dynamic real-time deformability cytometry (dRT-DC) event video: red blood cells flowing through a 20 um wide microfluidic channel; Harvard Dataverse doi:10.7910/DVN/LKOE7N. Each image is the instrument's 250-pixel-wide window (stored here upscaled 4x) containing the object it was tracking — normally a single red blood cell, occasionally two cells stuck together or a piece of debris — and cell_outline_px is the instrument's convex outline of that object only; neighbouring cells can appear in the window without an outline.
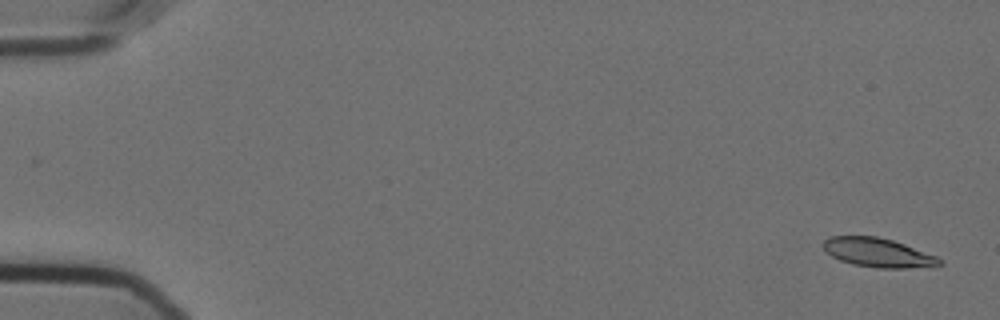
{"species": "Egyptian fruit bat (a non-hibernating species)", "species_latin": "Rousettus aegyptiacus", "temperature_condition": "cold", "stored_images_in_passage": 22, "camera_frame_rate_fps": 3000, "um_per_image_px": 0.085, "animal": {"sex": "female"}, "frame": {"image": 1, "passage_image": 2, "time_ms": 0.333, "image_size_px": [1000, 320], "cell_outline_px": [[944, 264], [904, 268], [876, 268], [852, 264], [840, 260], [832, 256], [824, 248], [824, 240], [828, 236], [876, 236], [892, 240], [904, 244], [936, 256], [944, 260]], "centroid_in_image_um": [74.62, 21.47], "position_along_channel_um": 10.4, "area_um2": 19.48}}
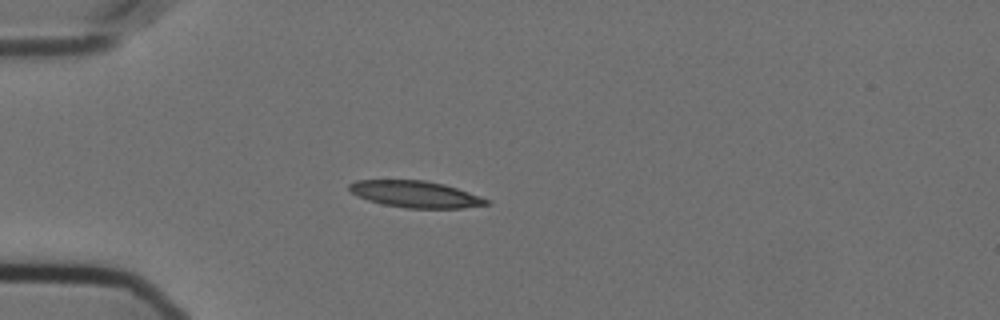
{"frame": {"image": 2, "passage_image": 16, "time_ms": 5.0, "image_size_px": [1000, 320], "cell_outline_px": [[492, 204], [464, 208], [408, 208], [384, 204], [368, 200], [356, 196], [348, 188], [348, 184], [356, 180], [424, 180], [444, 184], [492, 200]], "centroid_in_image_um": [35.34, 16.51], "position_along_channel_um": 49.7, "area_um2": 21.33}}
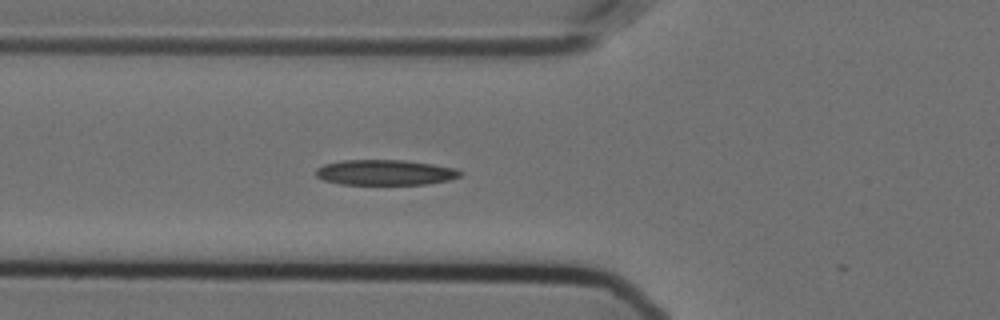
{"frame": {"image": 3, "passage_image": 21, "time_ms": 6.667, "image_size_px": [1000, 320], "cell_outline_px": [[464, 172], [460, 176], [448, 180], [424, 184], [340, 184], [324, 180], [316, 176], [316, 168], [324, 164], [344, 160], [404, 160], [432, 164], [456, 168]], "centroid_in_image_um": [32.74, 14.65], "position_along_channel_um": 93.1, "area_um2": 21.27}}